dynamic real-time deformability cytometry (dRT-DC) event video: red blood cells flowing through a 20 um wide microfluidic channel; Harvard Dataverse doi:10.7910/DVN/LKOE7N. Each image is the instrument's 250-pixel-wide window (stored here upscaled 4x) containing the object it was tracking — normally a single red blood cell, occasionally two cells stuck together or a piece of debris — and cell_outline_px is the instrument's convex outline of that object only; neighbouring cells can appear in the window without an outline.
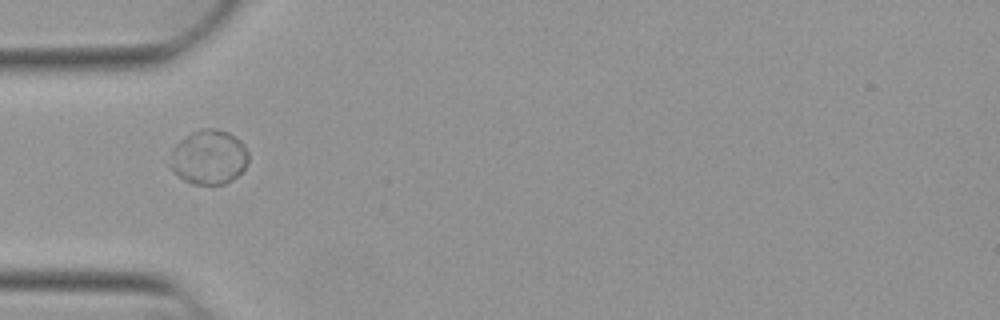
{"species": "Egyptian fruit bat (a non-hibernating species)", "species_latin": "Rousettus aegyptiacus", "temperature_condition": "warm", "stored_images_in_passage": 29, "camera_frame_rate_fps": 3000, "um_per_image_px": 0.085, "animal": {"sex": "female"}, "frame": {"image": 1, "passage_image": 1, "time_ms": 0.0, "image_size_px": [1000, 320], "cell_outline_px": [[248, 164], [232, 180], [224, 184], [192, 184], [184, 180], [172, 168], [172, 148], [180, 140], [192, 132], [200, 128], [216, 128], [228, 132], [240, 140], [244, 144], [248, 152]], "centroid_in_image_um": [17.79, 13.34], "position_along_channel_um": 67.2, "area_um2": 24.68}}
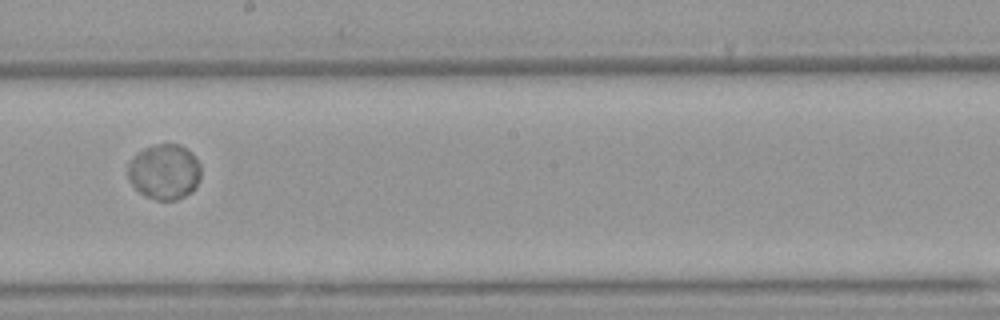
{"frame": {"image": 2, "passage_image": 14, "time_ms": 4.333, "image_size_px": [1000, 320], "cell_outline_px": [[200, 180], [196, 188], [192, 192], [176, 200], [156, 200], [144, 196], [128, 180], [128, 164], [144, 148], [156, 144], [180, 144], [192, 152], [200, 164]], "centroid_in_image_um": [14.01, 14.61], "position_along_channel_um": 234.2, "area_um2": 23.64}}
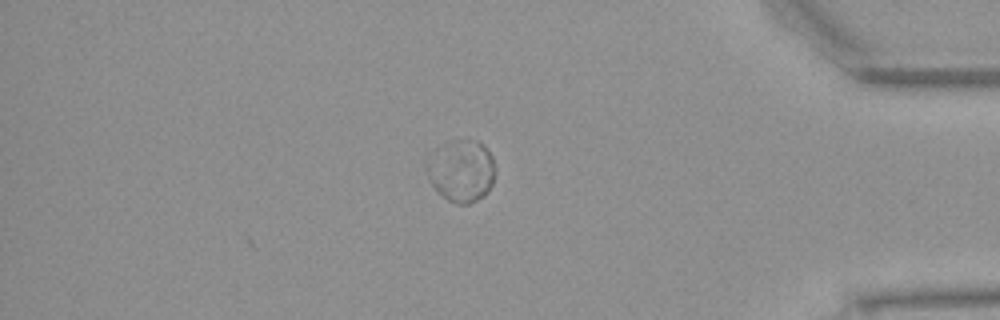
{"frame": {"image": 3, "passage_image": 29, "time_ms": 9.333, "image_size_px": [1000, 320], "cell_outline_px": [[496, 172], [492, 184], [484, 196], [468, 204], [456, 204], [448, 200], [432, 184], [428, 176], [428, 168], [436, 148], [452, 140], [476, 140], [484, 144], [492, 156], [496, 168]], "centroid_in_image_um": [39.29, 14.51], "position_along_channel_um": 395.9, "area_um2": 24.39}, "authors_computed_cell_mechanics": {"area_um2": 24.0448, "velocity_mm_per_s": 3.8598, "shape_relaxation_time_tau1_ms": 9.4471, "shape_relaxation_time_tau2_ms": null, "deformation_change_tau1": 0.0282, "deformation_change_tau2": null}}